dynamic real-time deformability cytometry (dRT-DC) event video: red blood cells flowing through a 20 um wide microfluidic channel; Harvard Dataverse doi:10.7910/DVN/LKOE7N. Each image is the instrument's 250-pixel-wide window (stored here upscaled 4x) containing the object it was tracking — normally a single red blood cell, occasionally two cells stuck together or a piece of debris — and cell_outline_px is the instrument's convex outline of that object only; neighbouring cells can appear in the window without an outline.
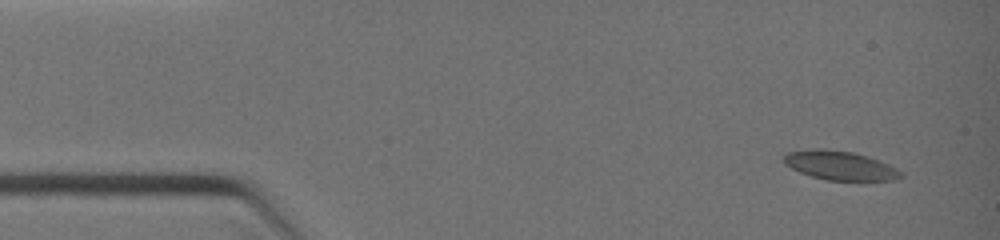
{"species": "common noctule bat (a hibernating species)", "species_latin": "Nyctalus noctula", "temperature_condition": "warm", "stored_images_in_passage": 26, "camera_frame_rate_fps": 3000, "um_per_image_px": 0.085, "animal": {"sex": "female", "body_mass_g": 19.0, "forearm_length_mm": 51.5}, "frame": {"image": 1, "passage_image": 2, "time_ms": 0.333, "image_size_px": [1000, 240], "cell_outline_px": [[904, 176], [892, 180], [824, 180], [800, 172], [784, 164], [780, 160], [784, 152], [812, 148], [824, 148], [852, 152], [868, 156], [888, 164], [896, 168]], "centroid_in_image_um": [71.31, 14.04], "position_along_channel_um": 13.7, "area_um2": 20.0}}
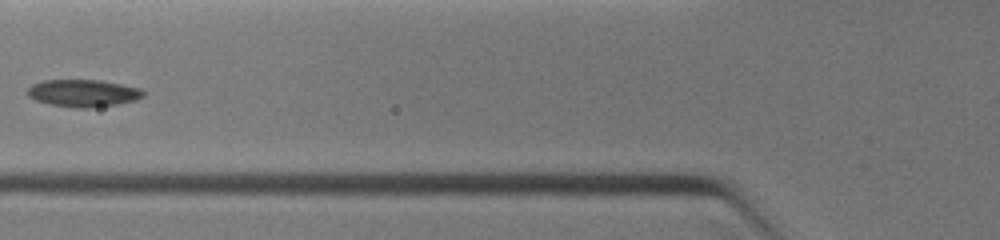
{"frame": {"image": 2, "passage_image": 13, "time_ms": 4.333, "image_size_px": [1000, 240], "cell_outline_px": [[144, 96], [136, 100], [116, 104], [88, 108], [72, 108], [52, 104], [36, 100], [28, 96], [28, 88], [32, 84], [44, 80], [100, 80], [140, 88], [144, 92]], "centroid_in_image_um": [7.07, 7.91], "position_along_channel_um": 118.7, "area_um2": 18.26}}
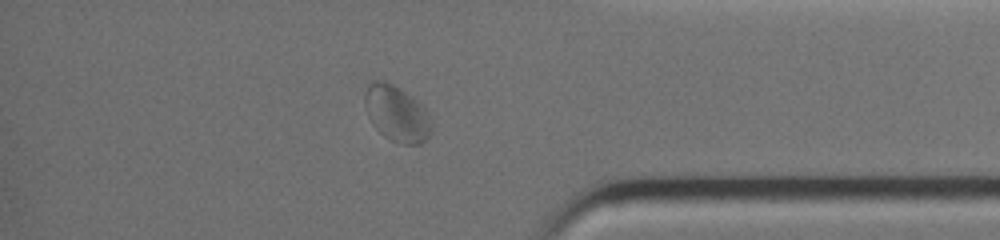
{"frame": {"image": 3, "passage_image": 23, "time_ms": 10.0, "image_size_px": [1000, 240], "cell_outline_px": [[432, 132], [420, 144], [400, 144], [384, 136], [372, 124], [368, 116], [364, 104], [364, 92], [368, 84], [372, 80], [384, 80], [392, 84], [412, 96], [428, 112], [432, 120]], "centroid_in_image_um": [33.71, 9.65], "position_along_channel_um": 401.5, "area_um2": 21.91}}